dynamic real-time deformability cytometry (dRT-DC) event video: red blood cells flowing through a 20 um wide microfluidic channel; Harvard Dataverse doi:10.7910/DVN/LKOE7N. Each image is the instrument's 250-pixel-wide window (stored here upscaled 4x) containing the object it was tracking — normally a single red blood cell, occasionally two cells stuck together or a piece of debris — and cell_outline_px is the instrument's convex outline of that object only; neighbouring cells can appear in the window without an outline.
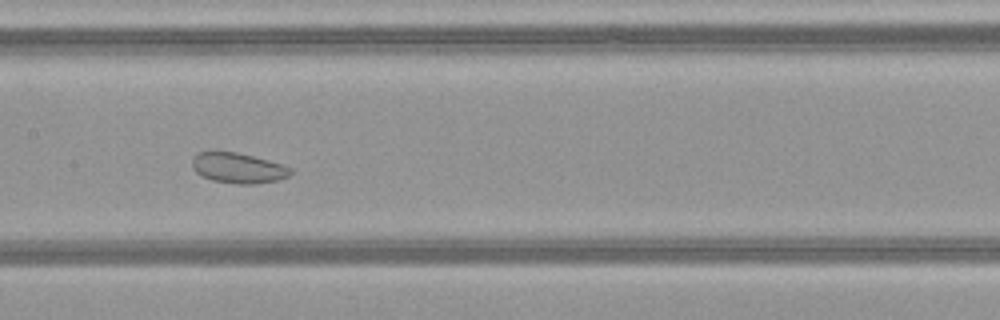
{"species": "common noctule bat (a hibernating species)", "species_latin": "Nyctalus noctula", "temperature_condition": "warm", "stored_images_in_passage": 45, "camera_frame_rate_fps": 3000, "um_per_image_px": 0.085, "animal": {"sex": "female", "body_mass_g": 21.9}, "frame": {"image": 1, "passage_image": 20, "time_ms": 6.333, "image_size_px": [1000, 320], "cell_outline_px": [[292, 172], [288, 176], [280, 180], [256, 184], [236, 184], [212, 180], [200, 176], [192, 168], [192, 156], [196, 152], [208, 148], [216, 148], [236, 152], [284, 164], [292, 168]], "centroid_in_image_um": [20.16, 14.23], "position_along_channel_um": 187.2, "area_um2": 18.32}}
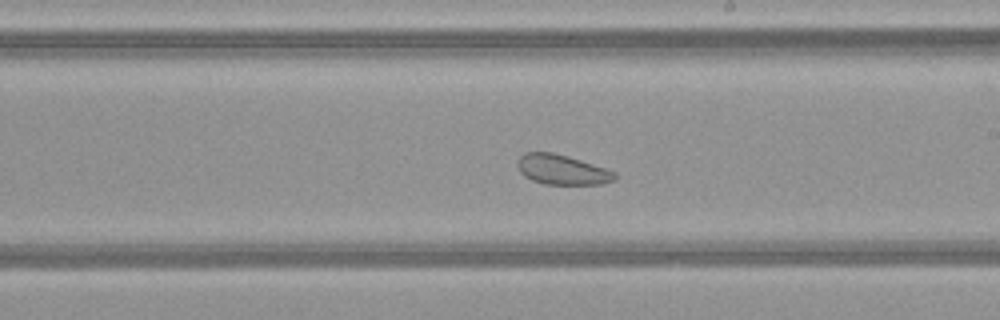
{"frame": {"image": 2, "passage_image": 24, "time_ms": 7.667, "image_size_px": [1000, 320], "cell_outline_px": [[616, 180], [600, 184], [544, 184], [532, 180], [524, 176], [520, 172], [516, 164], [516, 160], [524, 152], [552, 152], [568, 156], [616, 172]], "centroid_in_image_um": [47.73, 14.42], "position_along_channel_um": 241.3, "area_um2": 16.99}}
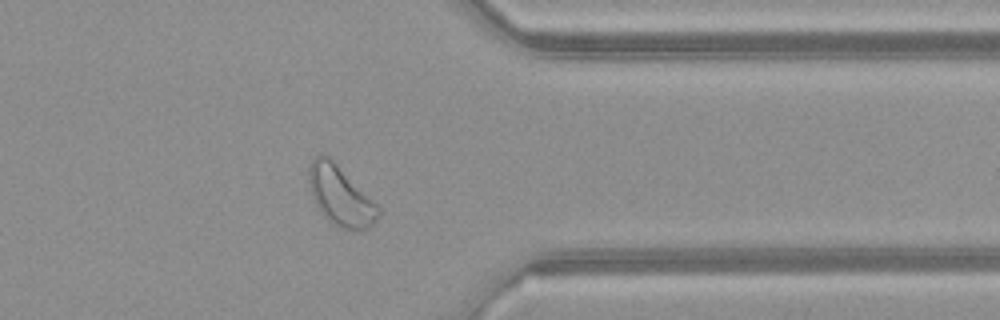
{"frame": {"image": 3, "passage_image": 35, "time_ms": 11.333, "image_size_px": [1000, 320], "cell_outline_px": [[380, 216], [368, 228], [360, 232], [344, 228], [328, 220], [320, 212], [312, 196], [308, 180], [308, 168], [312, 160], [316, 156], [328, 156], [380, 208]], "centroid_in_image_um": [28.93, 16.69], "position_along_channel_um": 382.5, "area_um2": 23.52}, "authors_computed_cell_mechanics": {"area_um2": 23.5246, "velocity_mm_per_s": 4.0725, "shape_relaxation_time_tau1_ms": null, "shape_relaxation_time_tau2_ms": 3.5764, "deformation_change_tau1": null, "deformation_change_tau2": 0.1028}}